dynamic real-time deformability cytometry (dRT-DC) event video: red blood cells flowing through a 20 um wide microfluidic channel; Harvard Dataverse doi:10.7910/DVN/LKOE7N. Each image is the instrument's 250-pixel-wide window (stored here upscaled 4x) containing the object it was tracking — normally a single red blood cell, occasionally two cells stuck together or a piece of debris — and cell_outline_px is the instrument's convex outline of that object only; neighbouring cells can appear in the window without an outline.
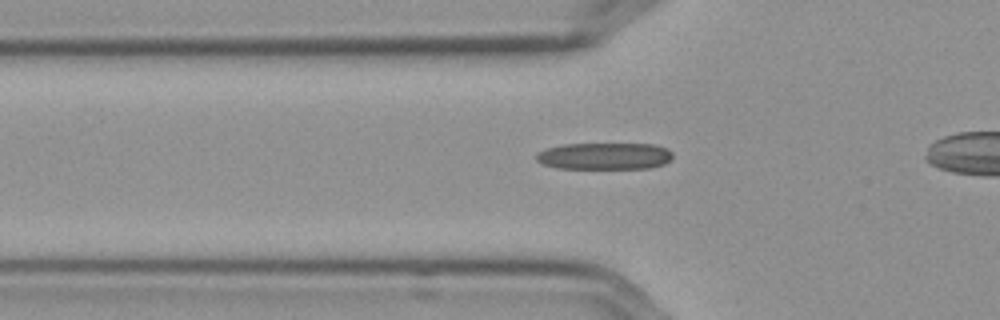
{"species": "Egyptian fruit bat (a non-hibernating species)", "species_latin": "Rousettus aegyptiacus", "temperature_condition": "cold", "stored_images_in_passage": 42, "camera_frame_rate_fps": 3000, "um_per_image_px": 0.085, "frame": {"image": 1, "passage_image": 12, "time_ms": 3.667, "image_size_px": [1000, 320], "cell_outline_px": [[672, 160], [664, 164], [648, 168], [556, 168], [544, 164], [536, 160], [536, 152], [544, 148], [564, 144], [652, 144], [668, 148], [672, 152]], "centroid_in_image_um": [51.38, 13.26], "position_along_channel_um": 74.4, "area_um2": 21.44}}
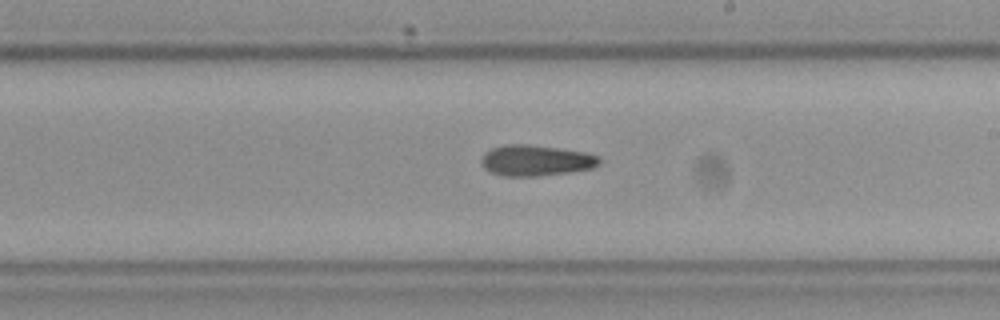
{"frame": {"image": 2, "passage_image": 26, "time_ms": 8.333, "image_size_px": [1000, 320], "cell_outline_px": [[600, 164], [592, 168], [568, 172], [536, 176], [504, 176], [488, 172], [484, 168], [480, 160], [484, 152], [492, 148], [504, 144], [528, 144], [584, 152], [596, 156], [600, 160]], "centroid_in_image_um": [45.48, 13.64], "position_along_channel_um": 243.5, "area_um2": 21.15}}
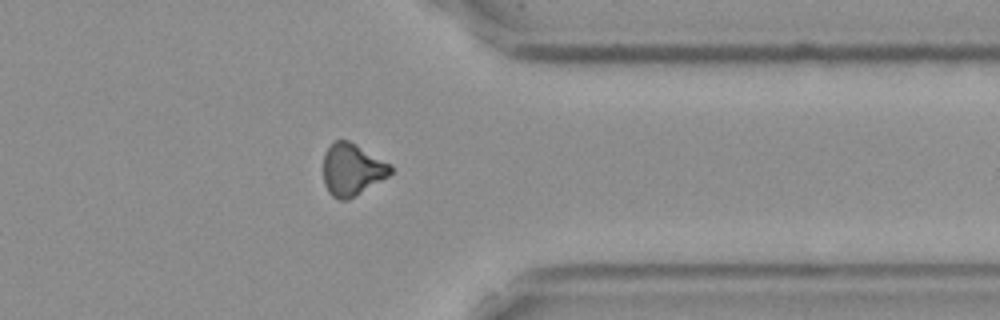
{"frame": {"image": 3, "passage_image": 38, "time_ms": 12.333, "image_size_px": [1000, 320], "cell_outline_px": [[392, 172], [388, 176], [348, 200], [340, 200], [332, 196], [328, 192], [324, 184], [324, 152], [336, 140], [348, 140], [356, 144], [392, 164]], "centroid_in_image_um": [29.93, 14.41], "position_along_channel_um": 381.5, "area_um2": 20.35}}